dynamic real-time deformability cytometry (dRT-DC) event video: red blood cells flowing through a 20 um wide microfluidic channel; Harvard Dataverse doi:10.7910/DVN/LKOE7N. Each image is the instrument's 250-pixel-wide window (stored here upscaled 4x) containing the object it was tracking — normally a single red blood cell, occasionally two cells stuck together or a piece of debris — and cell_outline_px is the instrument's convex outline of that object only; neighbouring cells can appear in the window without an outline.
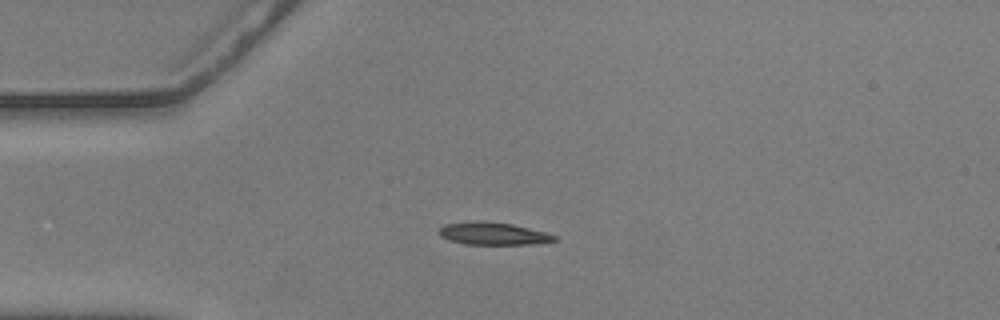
{"species": "common noctule bat (a hibernating species)", "species_latin": "Nyctalus noctula", "temperature_condition": "warm", "stored_images_in_passage": 43, "camera_frame_rate_fps": 3000, "um_per_image_px": 0.085, "animal": {"sex": "male", "body_mass_g": 20.5, "forearm_length_mm": 52.5}, "frame": {"image": 1, "passage_image": 1, "time_ms": 0.0, "image_size_px": [1000, 320], "cell_outline_px": [[556, 240], [532, 244], [464, 244], [440, 236], [436, 232], [444, 224], [476, 220], [484, 220], [512, 224], [544, 232], [556, 236]], "centroid_in_image_um": [41.85, 19.84], "position_along_channel_um": 43.2, "area_um2": 15.09}}
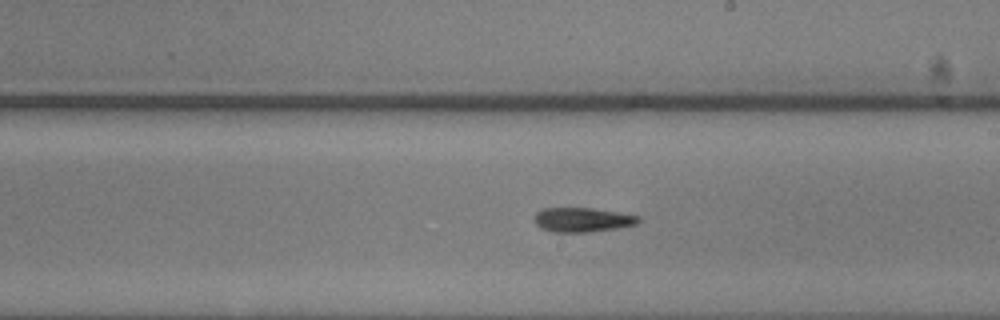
{"frame": {"image": 2, "passage_image": 19, "time_ms": 6.0, "image_size_px": [1000, 320], "cell_outline_px": [[640, 220], [636, 224], [620, 228], [592, 232], [552, 232], [540, 228], [532, 220], [532, 216], [536, 212], [544, 208], [592, 208], [640, 216]], "centroid_in_image_um": [49.46, 18.69], "position_along_channel_um": 239.5, "area_um2": 15.03}}
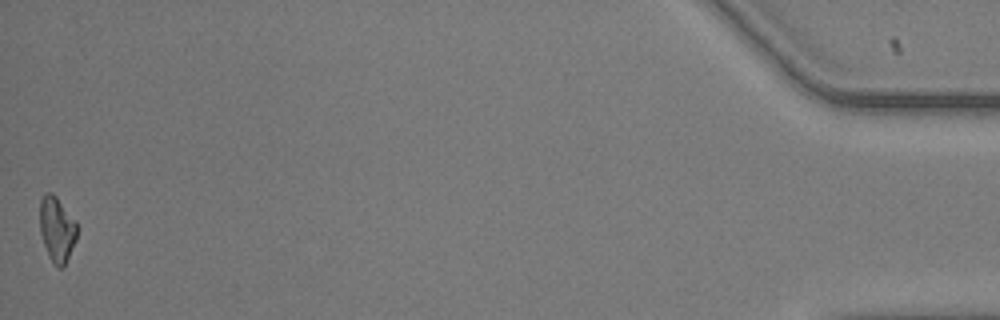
{"frame": {"image": 3, "passage_image": 43, "time_ms": 14.0, "image_size_px": [1000, 320], "cell_outline_px": [[76, 240], [64, 268], [60, 268], [48, 256], [40, 232], [40, 200], [44, 192], [52, 192], [56, 196], [76, 220]], "centroid_in_image_um": [4.84, 19.46], "position_along_channel_um": 430.4, "area_um2": 14.16}, "authors_computed_cell_mechanics": {"area_um2": 14.9702, "velocity_mm_per_s": 3.604, "shape_relaxation_time_tau1_ms": 3.0337, "shape_relaxation_time_tau2_ms": null, "deformation_change_tau1": 0.133, "deformation_change_tau2": null}}